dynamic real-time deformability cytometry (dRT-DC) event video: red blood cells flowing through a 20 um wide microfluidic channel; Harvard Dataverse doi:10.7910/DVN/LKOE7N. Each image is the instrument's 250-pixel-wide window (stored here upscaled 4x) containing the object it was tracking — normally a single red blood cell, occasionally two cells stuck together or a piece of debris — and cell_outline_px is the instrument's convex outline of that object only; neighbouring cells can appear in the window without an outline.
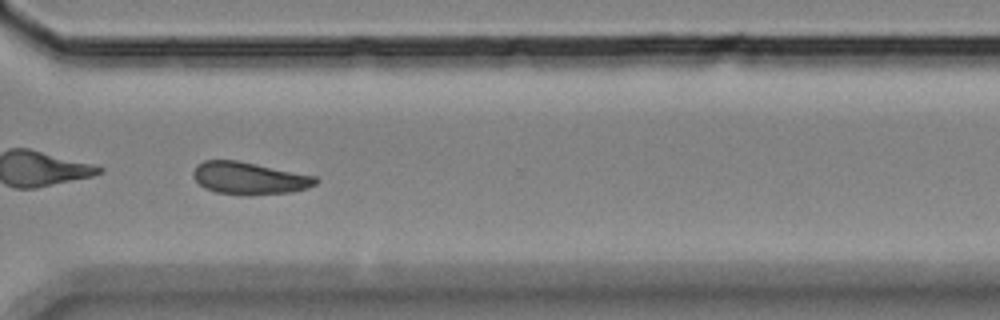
{"species": "Egyptian fruit bat (a non-hibernating species)", "species_latin": "Rousettus aegyptiacus", "temperature_condition": "room temperature", "stored_images_in_passage": 41, "camera_frame_rate_fps": 3000, "um_per_image_px": 0.085, "animal": {"sex": "female"}, "frame": {"image": 1, "passage_image": 30, "time_ms": 9.667, "image_size_px": [1000, 320], "cell_outline_px": [[320, 180], [316, 184], [308, 188], [292, 192], [248, 196], [240, 196], [216, 192], [204, 188], [192, 176], [192, 172], [196, 164], [204, 160], [236, 160], [316, 176]], "centroid_in_image_um": [21.18, 15.16], "position_along_channel_um": 349.4, "area_um2": 23.41}, "authors_computed_cell_mechanics": {"area_um2": 23.2934, "velocity_mm_per_s": 3.5049, "shape_relaxation_time_tau1_ms": 5.4568, "shape_relaxation_time_tau2_ms": 5.0671, "deformation_change_tau1": 0.1105, "deformation_change_tau2": 0.0811}}